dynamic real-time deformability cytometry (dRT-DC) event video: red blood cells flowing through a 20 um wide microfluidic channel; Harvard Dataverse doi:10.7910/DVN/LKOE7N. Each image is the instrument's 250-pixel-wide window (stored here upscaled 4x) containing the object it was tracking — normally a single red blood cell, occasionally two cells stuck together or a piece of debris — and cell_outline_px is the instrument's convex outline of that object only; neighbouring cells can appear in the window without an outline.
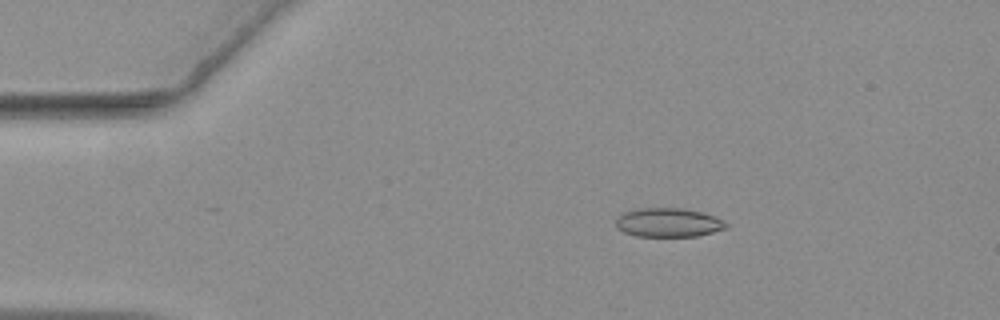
{"species": "common noctule bat (a hibernating species)", "species_latin": "Nyctalus noctula", "temperature_condition": "warm", "stored_images_in_passage": 55, "camera_frame_rate_fps": 3000, "um_per_image_px": 0.085, "animal": {"sex": "female", "body_mass_g": 19.3, "forearm_length_mm": 54.1}, "frame": {"image": 1, "passage_image": 9, "time_ms": 2.667, "image_size_px": [1000, 320], "cell_outline_px": [[728, 228], [696, 236], [636, 236], [624, 232], [616, 228], [616, 216], [624, 212], [636, 208], [680, 208], [704, 212], [724, 220], [728, 224]], "centroid_in_image_um": [56.8, 18.91], "position_along_channel_um": 28.2, "area_um2": 18.79}}
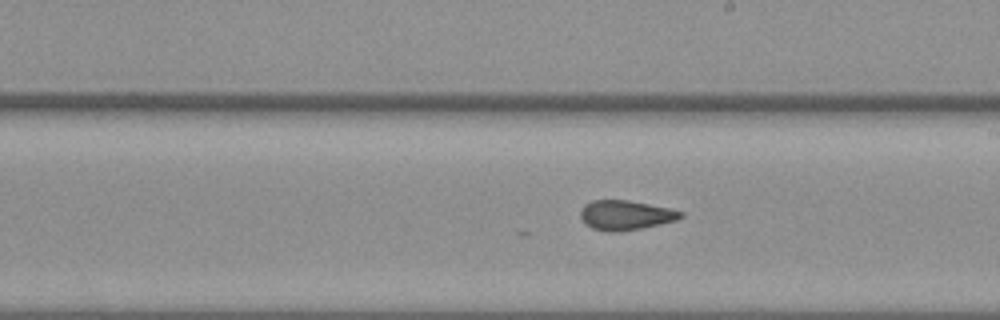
{"frame": {"image": 2, "passage_image": 31, "time_ms": 10.0, "image_size_px": [1000, 320], "cell_outline_px": [[684, 216], [676, 220], [660, 224], [620, 232], [608, 232], [592, 228], [584, 224], [580, 216], [580, 212], [584, 204], [592, 200], [628, 200], [672, 208], [684, 212]], "centroid_in_image_um": [53.17, 18.28], "position_along_channel_um": 235.8, "area_um2": 17.51}}
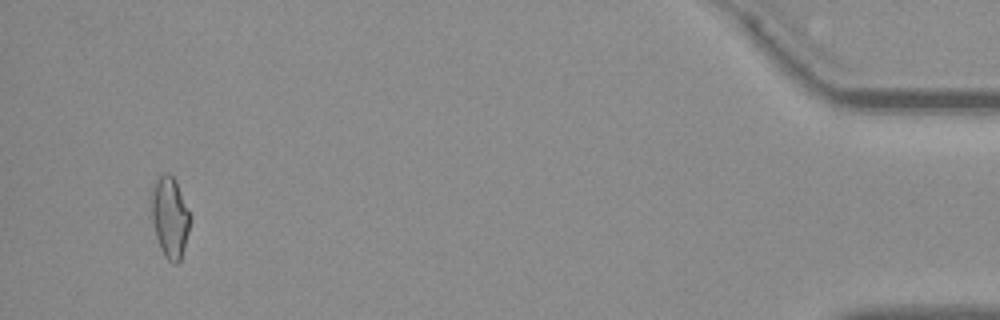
{"frame": {"image": 3, "passage_image": 53, "time_ms": 17.333, "image_size_px": [1000, 320], "cell_outline_px": [[188, 232], [184, 248], [180, 260], [176, 264], [172, 264], [164, 256], [160, 248], [156, 236], [152, 220], [152, 192], [156, 180], [164, 172], [168, 172], [176, 180], [188, 212]], "centroid_in_image_um": [14.42, 18.48], "position_along_channel_um": 420.8, "area_um2": 17.69}, "authors_computed_cell_mechanics": {"area_um2": 17.8024, "velocity_mm_per_s": 3.6437, "shape_relaxation_time_tau1_ms": 4.335, "shape_relaxation_time_tau2_ms": 1.3584, "deformation_change_tau1": 0.1567, "deformation_change_tau2": 0.0877}}